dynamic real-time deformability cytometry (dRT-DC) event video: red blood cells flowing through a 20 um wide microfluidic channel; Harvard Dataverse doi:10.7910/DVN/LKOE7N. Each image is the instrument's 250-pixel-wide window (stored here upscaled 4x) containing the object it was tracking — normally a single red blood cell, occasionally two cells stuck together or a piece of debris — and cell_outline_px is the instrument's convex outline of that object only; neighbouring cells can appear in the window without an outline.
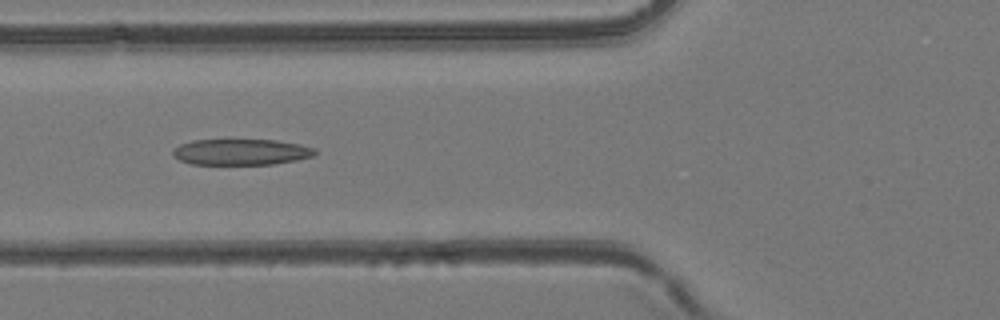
{"species": "common noctule bat (a hibernating species)", "species_latin": "Nyctalus noctula", "temperature_condition": "room temperature", "stored_images_in_passage": 43, "camera_frame_rate_fps": 3000, "um_per_image_px": 0.085, "animal": {"sex": "female", "body_mass_g": 24.6, "forearm_length_mm": 56.2}, "frame": {"image": 1, "passage_image": 14, "time_ms": 4.333, "image_size_px": [1000, 320], "cell_outline_px": [[316, 152], [312, 156], [296, 160], [272, 164], [192, 164], [180, 160], [172, 156], [172, 148], [180, 144], [192, 140], [276, 140], [300, 144], [316, 148]], "centroid_in_image_um": [20.46, 12.91], "position_along_channel_um": 105.3, "area_um2": 21.56}}
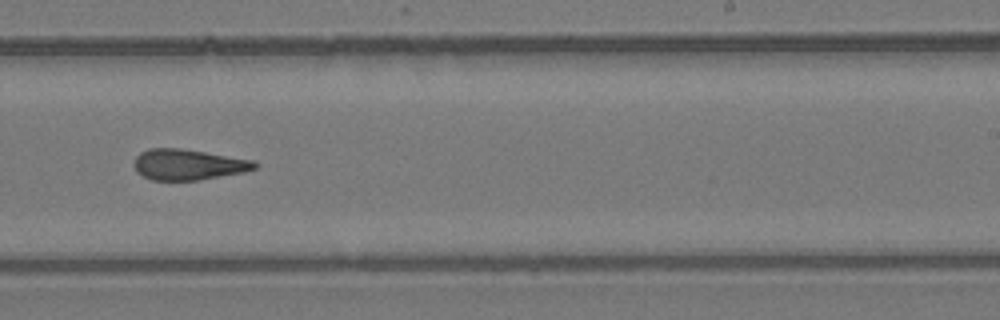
{"frame": {"image": 2, "passage_image": 26, "time_ms": 8.333, "image_size_px": [1000, 320], "cell_outline_px": [[260, 164], [256, 168], [244, 172], [200, 180], [152, 180], [136, 172], [132, 164], [136, 156], [140, 152], [148, 148], [180, 148], [252, 160]], "centroid_in_image_um": [15.96, 13.99], "position_along_channel_um": 273.0, "area_um2": 21.68}}
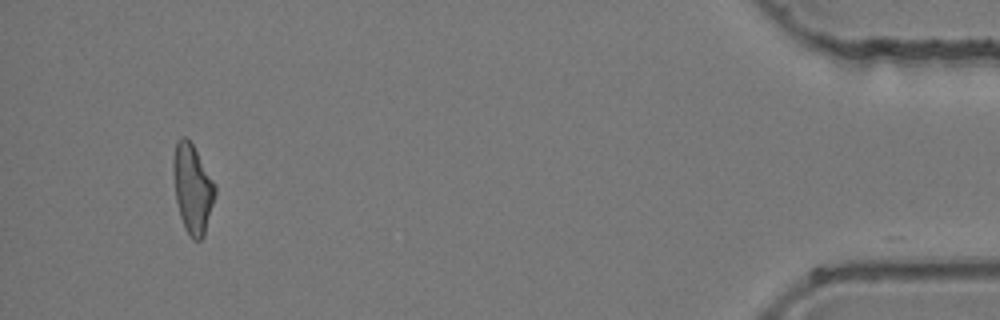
{"frame": {"image": 3, "passage_image": 42, "time_ms": 13.667, "image_size_px": [1000, 320], "cell_outline_px": [[216, 192], [204, 236], [200, 240], [192, 240], [184, 228], [180, 216], [176, 200], [172, 172], [172, 160], [176, 140], [180, 136], [184, 136], [192, 144], [216, 184]], "centroid_in_image_um": [16.35, 16.02], "position_along_channel_um": 418.9, "area_um2": 21.85}}